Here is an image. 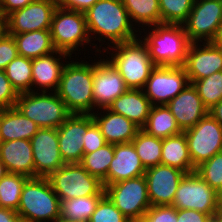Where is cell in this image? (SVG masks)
I'll list each match as a JSON object with an SVG mask.
<instances>
[{
	"instance_id": "3",
	"label": "cell",
	"mask_w": 222,
	"mask_h": 222,
	"mask_svg": "<svg viewBox=\"0 0 222 222\" xmlns=\"http://www.w3.org/2000/svg\"><path fill=\"white\" fill-rule=\"evenodd\" d=\"M79 60L66 62L56 93L71 114H93V62Z\"/></svg>"
},
{
	"instance_id": "15",
	"label": "cell",
	"mask_w": 222,
	"mask_h": 222,
	"mask_svg": "<svg viewBox=\"0 0 222 222\" xmlns=\"http://www.w3.org/2000/svg\"><path fill=\"white\" fill-rule=\"evenodd\" d=\"M93 63V100L94 112L108 106L129 88L116 68L107 60L99 57ZM97 107V109H96Z\"/></svg>"
},
{
	"instance_id": "16",
	"label": "cell",
	"mask_w": 222,
	"mask_h": 222,
	"mask_svg": "<svg viewBox=\"0 0 222 222\" xmlns=\"http://www.w3.org/2000/svg\"><path fill=\"white\" fill-rule=\"evenodd\" d=\"M32 145L35 177H48L64 165L57 128H39L30 139Z\"/></svg>"
},
{
	"instance_id": "5",
	"label": "cell",
	"mask_w": 222,
	"mask_h": 222,
	"mask_svg": "<svg viewBox=\"0 0 222 222\" xmlns=\"http://www.w3.org/2000/svg\"><path fill=\"white\" fill-rule=\"evenodd\" d=\"M60 208L61 201L47 177L26 180L17 213L27 222H55L61 217Z\"/></svg>"
},
{
	"instance_id": "41",
	"label": "cell",
	"mask_w": 222,
	"mask_h": 222,
	"mask_svg": "<svg viewBox=\"0 0 222 222\" xmlns=\"http://www.w3.org/2000/svg\"><path fill=\"white\" fill-rule=\"evenodd\" d=\"M18 95L7 78L5 70H0V108L15 107Z\"/></svg>"
},
{
	"instance_id": "6",
	"label": "cell",
	"mask_w": 222,
	"mask_h": 222,
	"mask_svg": "<svg viewBox=\"0 0 222 222\" xmlns=\"http://www.w3.org/2000/svg\"><path fill=\"white\" fill-rule=\"evenodd\" d=\"M50 34L55 49L70 56L80 49L79 46H83L85 49L84 45L86 44H90V47L94 45L96 49L94 52L99 53L97 43H91L93 40L90 39L83 12L66 9L58 5L52 16Z\"/></svg>"
},
{
	"instance_id": "31",
	"label": "cell",
	"mask_w": 222,
	"mask_h": 222,
	"mask_svg": "<svg viewBox=\"0 0 222 222\" xmlns=\"http://www.w3.org/2000/svg\"><path fill=\"white\" fill-rule=\"evenodd\" d=\"M145 169L161 164L162 139L140 129L131 141Z\"/></svg>"
},
{
	"instance_id": "14",
	"label": "cell",
	"mask_w": 222,
	"mask_h": 222,
	"mask_svg": "<svg viewBox=\"0 0 222 222\" xmlns=\"http://www.w3.org/2000/svg\"><path fill=\"white\" fill-rule=\"evenodd\" d=\"M58 0H36L22 9L9 14L8 34L27 33L36 30H50L53 13Z\"/></svg>"
},
{
	"instance_id": "37",
	"label": "cell",
	"mask_w": 222,
	"mask_h": 222,
	"mask_svg": "<svg viewBox=\"0 0 222 222\" xmlns=\"http://www.w3.org/2000/svg\"><path fill=\"white\" fill-rule=\"evenodd\" d=\"M195 0H159L161 24L183 25Z\"/></svg>"
},
{
	"instance_id": "2",
	"label": "cell",
	"mask_w": 222,
	"mask_h": 222,
	"mask_svg": "<svg viewBox=\"0 0 222 222\" xmlns=\"http://www.w3.org/2000/svg\"><path fill=\"white\" fill-rule=\"evenodd\" d=\"M141 30L139 36L143 32L147 35L141 40L156 66H184L191 41L183 25L158 24Z\"/></svg>"
},
{
	"instance_id": "33",
	"label": "cell",
	"mask_w": 222,
	"mask_h": 222,
	"mask_svg": "<svg viewBox=\"0 0 222 222\" xmlns=\"http://www.w3.org/2000/svg\"><path fill=\"white\" fill-rule=\"evenodd\" d=\"M114 157V144L107 143L92 153L83 154L80 164L92 176L103 182Z\"/></svg>"
},
{
	"instance_id": "35",
	"label": "cell",
	"mask_w": 222,
	"mask_h": 222,
	"mask_svg": "<svg viewBox=\"0 0 222 222\" xmlns=\"http://www.w3.org/2000/svg\"><path fill=\"white\" fill-rule=\"evenodd\" d=\"M28 179L27 176L7 173L0 180V207L17 212L22 188Z\"/></svg>"
},
{
	"instance_id": "56",
	"label": "cell",
	"mask_w": 222,
	"mask_h": 222,
	"mask_svg": "<svg viewBox=\"0 0 222 222\" xmlns=\"http://www.w3.org/2000/svg\"><path fill=\"white\" fill-rule=\"evenodd\" d=\"M219 222H222V216H216Z\"/></svg>"
},
{
	"instance_id": "4",
	"label": "cell",
	"mask_w": 222,
	"mask_h": 222,
	"mask_svg": "<svg viewBox=\"0 0 222 222\" xmlns=\"http://www.w3.org/2000/svg\"><path fill=\"white\" fill-rule=\"evenodd\" d=\"M103 48L101 51L103 58L106 53L111 56L110 58L105 55V58L120 73L127 87L129 89H143L156 65L152 62L146 44L140 36L132 41ZM111 48L112 50H110Z\"/></svg>"
},
{
	"instance_id": "55",
	"label": "cell",
	"mask_w": 222,
	"mask_h": 222,
	"mask_svg": "<svg viewBox=\"0 0 222 222\" xmlns=\"http://www.w3.org/2000/svg\"><path fill=\"white\" fill-rule=\"evenodd\" d=\"M208 222H219V221H218L217 217L214 216V217H211Z\"/></svg>"
},
{
	"instance_id": "10",
	"label": "cell",
	"mask_w": 222,
	"mask_h": 222,
	"mask_svg": "<svg viewBox=\"0 0 222 222\" xmlns=\"http://www.w3.org/2000/svg\"><path fill=\"white\" fill-rule=\"evenodd\" d=\"M218 200V192L194 171L185 174L180 181L171 206L177 210L193 209L214 217L218 213Z\"/></svg>"
},
{
	"instance_id": "7",
	"label": "cell",
	"mask_w": 222,
	"mask_h": 222,
	"mask_svg": "<svg viewBox=\"0 0 222 222\" xmlns=\"http://www.w3.org/2000/svg\"><path fill=\"white\" fill-rule=\"evenodd\" d=\"M15 107L39 128L58 129L71 115L56 92L21 93Z\"/></svg>"
},
{
	"instance_id": "12",
	"label": "cell",
	"mask_w": 222,
	"mask_h": 222,
	"mask_svg": "<svg viewBox=\"0 0 222 222\" xmlns=\"http://www.w3.org/2000/svg\"><path fill=\"white\" fill-rule=\"evenodd\" d=\"M189 83L183 66H156L142 90L152 106L166 105Z\"/></svg>"
},
{
	"instance_id": "24",
	"label": "cell",
	"mask_w": 222,
	"mask_h": 222,
	"mask_svg": "<svg viewBox=\"0 0 222 222\" xmlns=\"http://www.w3.org/2000/svg\"><path fill=\"white\" fill-rule=\"evenodd\" d=\"M0 161L6 166L8 173L35 177L32 145L29 140L0 142Z\"/></svg>"
},
{
	"instance_id": "48",
	"label": "cell",
	"mask_w": 222,
	"mask_h": 222,
	"mask_svg": "<svg viewBox=\"0 0 222 222\" xmlns=\"http://www.w3.org/2000/svg\"><path fill=\"white\" fill-rule=\"evenodd\" d=\"M8 34V17L0 12V40Z\"/></svg>"
},
{
	"instance_id": "1",
	"label": "cell",
	"mask_w": 222,
	"mask_h": 222,
	"mask_svg": "<svg viewBox=\"0 0 222 222\" xmlns=\"http://www.w3.org/2000/svg\"><path fill=\"white\" fill-rule=\"evenodd\" d=\"M84 14L90 39L102 43L100 54L106 40L105 45L110 47L139 37V30L132 24L122 0H98Z\"/></svg>"
},
{
	"instance_id": "23",
	"label": "cell",
	"mask_w": 222,
	"mask_h": 222,
	"mask_svg": "<svg viewBox=\"0 0 222 222\" xmlns=\"http://www.w3.org/2000/svg\"><path fill=\"white\" fill-rule=\"evenodd\" d=\"M92 116L99 126L106 142L110 144L130 143L140 130V128L128 118L112 112L108 108L98 109Z\"/></svg>"
},
{
	"instance_id": "8",
	"label": "cell",
	"mask_w": 222,
	"mask_h": 222,
	"mask_svg": "<svg viewBox=\"0 0 222 222\" xmlns=\"http://www.w3.org/2000/svg\"><path fill=\"white\" fill-rule=\"evenodd\" d=\"M60 201L86 196H104L103 183L80 163L64 164L47 177Z\"/></svg>"
},
{
	"instance_id": "52",
	"label": "cell",
	"mask_w": 222,
	"mask_h": 222,
	"mask_svg": "<svg viewBox=\"0 0 222 222\" xmlns=\"http://www.w3.org/2000/svg\"><path fill=\"white\" fill-rule=\"evenodd\" d=\"M8 173L6 166L0 161V180Z\"/></svg>"
},
{
	"instance_id": "18",
	"label": "cell",
	"mask_w": 222,
	"mask_h": 222,
	"mask_svg": "<svg viewBox=\"0 0 222 222\" xmlns=\"http://www.w3.org/2000/svg\"><path fill=\"white\" fill-rule=\"evenodd\" d=\"M185 174L177 168L162 164L146 169L144 177L151 206L172 205Z\"/></svg>"
},
{
	"instance_id": "50",
	"label": "cell",
	"mask_w": 222,
	"mask_h": 222,
	"mask_svg": "<svg viewBox=\"0 0 222 222\" xmlns=\"http://www.w3.org/2000/svg\"><path fill=\"white\" fill-rule=\"evenodd\" d=\"M217 48L222 49V25L219 27L215 38L211 41Z\"/></svg>"
},
{
	"instance_id": "25",
	"label": "cell",
	"mask_w": 222,
	"mask_h": 222,
	"mask_svg": "<svg viewBox=\"0 0 222 222\" xmlns=\"http://www.w3.org/2000/svg\"><path fill=\"white\" fill-rule=\"evenodd\" d=\"M151 106L142 89H128L117 97L108 109L128 118L141 129L147 121Z\"/></svg>"
},
{
	"instance_id": "17",
	"label": "cell",
	"mask_w": 222,
	"mask_h": 222,
	"mask_svg": "<svg viewBox=\"0 0 222 222\" xmlns=\"http://www.w3.org/2000/svg\"><path fill=\"white\" fill-rule=\"evenodd\" d=\"M94 122L92 114H71L57 129L59 150L64 164L80 163L83 154V134Z\"/></svg>"
},
{
	"instance_id": "30",
	"label": "cell",
	"mask_w": 222,
	"mask_h": 222,
	"mask_svg": "<svg viewBox=\"0 0 222 222\" xmlns=\"http://www.w3.org/2000/svg\"><path fill=\"white\" fill-rule=\"evenodd\" d=\"M134 26L151 27L161 24L159 0H122Z\"/></svg>"
},
{
	"instance_id": "19",
	"label": "cell",
	"mask_w": 222,
	"mask_h": 222,
	"mask_svg": "<svg viewBox=\"0 0 222 222\" xmlns=\"http://www.w3.org/2000/svg\"><path fill=\"white\" fill-rule=\"evenodd\" d=\"M183 67L190 83L222 71V49L212 42H191Z\"/></svg>"
},
{
	"instance_id": "36",
	"label": "cell",
	"mask_w": 222,
	"mask_h": 222,
	"mask_svg": "<svg viewBox=\"0 0 222 222\" xmlns=\"http://www.w3.org/2000/svg\"><path fill=\"white\" fill-rule=\"evenodd\" d=\"M192 84L208 110L222 100V71L193 81Z\"/></svg>"
},
{
	"instance_id": "26",
	"label": "cell",
	"mask_w": 222,
	"mask_h": 222,
	"mask_svg": "<svg viewBox=\"0 0 222 222\" xmlns=\"http://www.w3.org/2000/svg\"><path fill=\"white\" fill-rule=\"evenodd\" d=\"M39 127L24 116L16 107L0 109V140L7 142L17 139L29 140Z\"/></svg>"
},
{
	"instance_id": "42",
	"label": "cell",
	"mask_w": 222,
	"mask_h": 222,
	"mask_svg": "<svg viewBox=\"0 0 222 222\" xmlns=\"http://www.w3.org/2000/svg\"><path fill=\"white\" fill-rule=\"evenodd\" d=\"M83 136L84 154L92 153L107 144L99 126L96 124L95 121L88 127V130L86 131V133L83 134Z\"/></svg>"
},
{
	"instance_id": "9",
	"label": "cell",
	"mask_w": 222,
	"mask_h": 222,
	"mask_svg": "<svg viewBox=\"0 0 222 222\" xmlns=\"http://www.w3.org/2000/svg\"><path fill=\"white\" fill-rule=\"evenodd\" d=\"M105 195L131 222H140L151 207L144 175L104 187Z\"/></svg>"
},
{
	"instance_id": "53",
	"label": "cell",
	"mask_w": 222,
	"mask_h": 222,
	"mask_svg": "<svg viewBox=\"0 0 222 222\" xmlns=\"http://www.w3.org/2000/svg\"><path fill=\"white\" fill-rule=\"evenodd\" d=\"M218 213L215 216H222V195H218Z\"/></svg>"
},
{
	"instance_id": "47",
	"label": "cell",
	"mask_w": 222,
	"mask_h": 222,
	"mask_svg": "<svg viewBox=\"0 0 222 222\" xmlns=\"http://www.w3.org/2000/svg\"><path fill=\"white\" fill-rule=\"evenodd\" d=\"M208 113L222 125V100L209 109Z\"/></svg>"
},
{
	"instance_id": "11",
	"label": "cell",
	"mask_w": 222,
	"mask_h": 222,
	"mask_svg": "<svg viewBox=\"0 0 222 222\" xmlns=\"http://www.w3.org/2000/svg\"><path fill=\"white\" fill-rule=\"evenodd\" d=\"M183 132L195 168L213 155L222 152V125L209 113L194 127Z\"/></svg>"
},
{
	"instance_id": "43",
	"label": "cell",
	"mask_w": 222,
	"mask_h": 222,
	"mask_svg": "<svg viewBox=\"0 0 222 222\" xmlns=\"http://www.w3.org/2000/svg\"><path fill=\"white\" fill-rule=\"evenodd\" d=\"M17 56L16 41L12 35L7 34L0 40V70H5L7 65Z\"/></svg>"
},
{
	"instance_id": "38",
	"label": "cell",
	"mask_w": 222,
	"mask_h": 222,
	"mask_svg": "<svg viewBox=\"0 0 222 222\" xmlns=\"http://www.w3.org/2000/svg\"><path fill=\"white\" fill-rule=\"evenodd\" d=\"M196 173L206 181L209 186L222 195V152L213 155L196 167Z\"/></svg>"
},
{
	"instance_id": "22",
	"label": "cell",
	"mask_w": 222,
	"mask_h": 222,
	"mask_svg": "<svg viewBox=\"0 0 222 222\" xmlns=\"http://www.w3.org/2000/svg\"><path fill=\"white\" fill-rule=\"evenodd\" d=\"M146 169L141 163L132 142L114 144V157L111 161L107 178L103 186L144 175Z\"/></svg>"
},
{
	"instance_id": "40",
	"label": "cell",
	"mask_w": 222,
	"mask_h": 222,
	"mask_svg": "<svg viewBox=\"0 0 222 222\" xmlns=\"http://www.w3.org/2000/svg\"><path fill=\"white\" fill-rule=\"evenodd\" d=\"M140 222H177V209L171 205L151 206Z\"/></svg>"
},
{
	"instance_id": "46",
	"label": "cell",
	"mask_w": 222,
	"mask_h": 222,
	"mask_svg": "<svg viewBox=\"0 0 222 222\" xmlns=\"http://www.w3.org/2000/svg\"><path fill=\"white\" fill-rule=\"evenodd\" d=\"M36 0H0V12L8 16L12 12L22 9Z\"/></svg>"
},
{
	"instance_id": "34",
	"label": "cell",
	"mask_w": 222,
	"mask_h": 222,
	"mask_svg": "<svg viewBox=\"0 0 222 222\" xmlns=\"http://www.w3.org/2000/svg\"><path fill=\"white\" fill-rule=\"evenodd\" d=\"M103 196H86L61 201V217L66 220L88 222Z\"/></svg>"
},
{
	"instance_id": "32",
	"label": "cell",
	"mask_w": 222,
	"mask_h": 222,
	"mask_svg": "<svg viewBox=\"0 0 222 222\" xmlns=\"http://www.w3.org/2000/svg\"><path fill=\"white\" fill-rule=\"evenodd\" d=\"M5 73L18 94L32 92V59L18 55L7 65Z\"/></svg>"
},
{
	"instance_id": "45",
	"label": "cell",
	"mask_w": 222,
	"mask_h": 222,
	"mask_svg": "<svg viewBox=\"0 0 222 222\" xmlns=\"http://www.w3.org/2000/svg\"><path fill=\"white\" fill-rule=\"evenodd\" d=\"M98 0H58V5L79 12H86Z\"/></svg>"
},
{
	"instance_id": "28",
	"label": "cell",
	"mask_w": 222,
	"mask_h": 222,
	"mask_svg": "<svg viewBox=\"0 0 222 222\" xmlns=\"http://www.w3.org/2000/svg\"><path fill=\"white\" fill-rule=\"evenodd\" d=\"M18 55L34 59L56 51L50 30H36L13 35Z\"/></svg>"
},
{
	"instance_id": "54",
	"label": "cell",
	"mask_w": 222,
	"mask_h": 222,
	"mask_svg": "<svg viewBox=\"0 0 222 222\" xmlns=\"http://www.w3.org/2000/svg\"><path fill=\"white\" fill-rule=\"evenodd\" d=\"M55 222H78V221L66 220V219L60 217V218H58Z\"/></svg>"
},
{
	"instance_id": "44",
	"label": "cell",
	"mask_w": 222,
	"mask_h": 222,
	"mask_svg": "<svg viewBox=\"0 0 222 222\" xmlns=\"http://www.w3.org/2000/svg\"><path fill=\"white\" fill-rule=\"evenodd\" d=\"M210 215L193 209L177 210V222H208Z\"/></svg>"
},
{
	"instance_id": "39",
	"label": "cell",
	"mask_w": 222,
	"mask_h": 222,
	"mask_svg": "<svg viewBox=\"0 0 222 222\" xmlns=\"http://www.w3.org/2000/svg\"><path fill=\"white\" fill-rule=\"evenodd\" d=\"M88 222H131L118 208L104 195L98 202L95 211Z\"/></svg>"
},
{
	"instance_id": "21",
	"label": "cell",
	"mask_w": 222,
	"mask_h": 222,
	"mask_svg": "<svg viewBox=\"0 0 222 222\" xmlns=\"http://www.w3.org/2000/svg\"><path fill=\"white\" fill-rule=\"evenodd\" d=\"M166 106L170 109L182 131L194 127L208 114V109L204 106L192 83H189Z\"/></svg>"
},
{
	"instance_id": "29",
	"label": "cell",
	"mask_w": 222,
	"mask_h": 222,
	"mask_svg": "<svg viewBox=\"0 0 222 222\" xmlns=\"http://www.w3.org/2000/svg\"><path fill=\"white\" fill-rule=\"evenodd\" d=\"M141 129L148 135L161 139L183 132L166 105L151 106L147 121Z\"/></svg>"
},
{
	"instance_id": "27",
	"label": "cell",
	"mask_w": 222,
	"mask_h": 222,
	"mask_svg": "<svg viewBox=\"0 0 222 222\" xmlns=\"http://www.w3.org/2000/svg\"><path fill=\"white\" fill-rule=\"evenodd\" d=\"M161 164L177 168L186 174L196 170L184 132L162 139Z\"/></svg>"
},
{
	"instance_id": "13",
	"label": "cell",
	"mask_w": 222,
	"mask_h": 222,
	"mask_svg": "<svg viewBox=\"0 0 222 222\" xmlns=\"http://www.w3.org/2000/svg\"><path fill=\"white\" fill-rule=\"evenodd\" d=\"M222 25V0H195L183 24L191 42H211Z\"/></svg>"
},
{
	"instance_id": "51",
	"label": "cell",
	"mask_w": 222,
	"mask_h": 222,
	"mask_svg": "<svg viewBox=\"0 0 222 222\" xmlns=\"http://www.w3.org/2000/svg\"><path fill=\"white\" fill-rule=\"evenodd\" d=\"M11 222H27L21 215L17 212L11 217Z\"/></svg>"
},
{
	"instance_id": "49",
	"label": "cell",
	"mask_w": 222,
	"mask_h": 222,
	"mask_svg": "<svg viewBox=\"0 0 222 222\" xmlns=\"http://www.w3.org/2000/svg\"><path fill=\"white\" fill-rule=\"evenodd\" d=\"M15 213L16 211L0 207V222H11V217Z\"/></svg>"
},
{
	"instance_id": "20",
	"label": "cell",
	"mask_w": 222,
	"mask_h": 222,
	"mask_svg": "<svg viewBox=\"0 0 222 222\" xmlns=\"http://www.w3.org/2000/svg\"><path fill=\"white\" fill-rule=\"evenodd\" d=\"M71 57L74 56L56 50L50 54L32 59V92H35V90L36 92H56L63 67L67 62L66 59L70 60ZM62 59L65 60V63Z\"/></svg>"
}]
</instances>
